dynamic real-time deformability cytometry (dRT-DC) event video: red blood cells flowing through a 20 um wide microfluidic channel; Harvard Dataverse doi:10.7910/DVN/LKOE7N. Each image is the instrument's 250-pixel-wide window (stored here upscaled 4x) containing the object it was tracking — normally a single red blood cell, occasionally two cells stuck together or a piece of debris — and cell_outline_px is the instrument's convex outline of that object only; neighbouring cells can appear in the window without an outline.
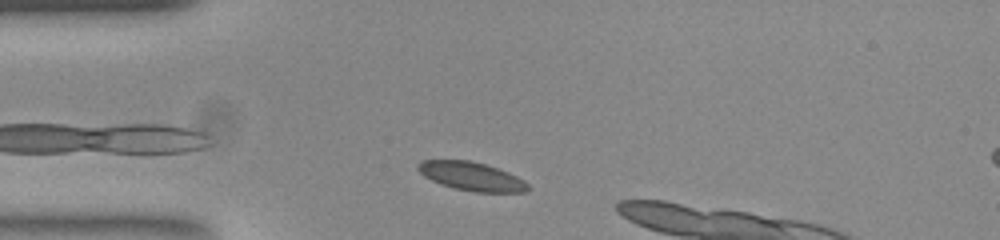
{"species": "common noctule bat (a hibernating species)", "species_latin": "Nyctalus noctula", "temperature_condition": "room temperature", "stored_images_in_passage": 16, "camera_frame_rate_fps": 3000, "um_per_image_px": 0.085, "animal": {"sex": "female", "body_mass_g": 23.0, "forearm_length_mm": 53.4}, "frame": {"image": 1, "passage_image": 3, "time_ms": 0.667, "image_size_px": [1000, 240], "cell_outline_px": [[528, 188], [524, 192], [476, 192], [456, 188], [440, 184], [424, 176], [416, 168], [424, 160], [468, 160], [484, 164], [496, 168], [516, 176], [524, 180], [528, 184]], "centroid_in_image_um": [40.07, 14.99], "position_along_channel_um": 44.9, "area_um2": 17.92}}
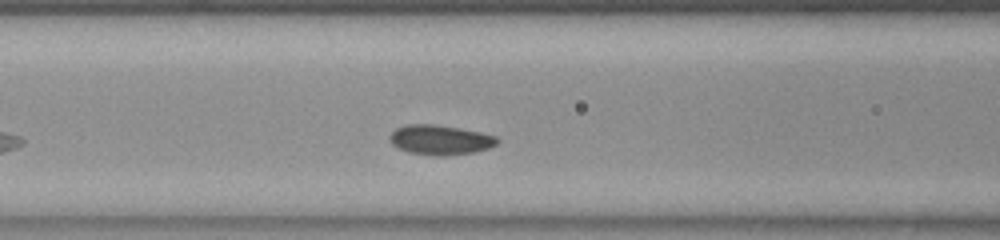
{"frame": {"image": 2, "passage_image": 11, "time_ms": 3.333, "image_size_px": [1000, 240], "cell_outline_px": [[500, 140], [496, 144], [488, 148], [472, 152], [440, 156], [436, 156], [408, 152], [396, 148], [392, 144], [388, 136], [396, 128], [408, 124], [432, 124], [460, 128], [480, 132], [496, 136]], "centroid_in_image_um": [37.38, 11.88], "position_along_channel_um": 129.2, "area_um2": 18.61}}
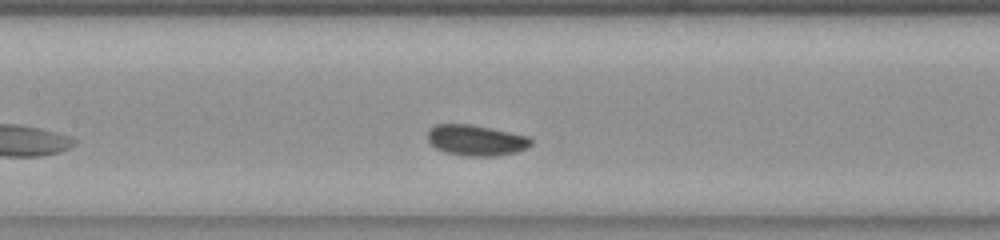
{"frame": {"image": 3, "passage_image": 14, "time_ms": 4.333, "image_size_px": [1000, 240], "cell_outline_px": [[532, 144], [528, 148], [516, 152], [492, 156], [468, 156], [448, 152], [436, 148], [428, 140], [428, 132], [436, 124], [468, 124], [528, 136], [532, 140]], "centroid_in_image_um": [40.49, 11.92], "position_along_channel_um": 166.9, "area_um2": 18.15}}